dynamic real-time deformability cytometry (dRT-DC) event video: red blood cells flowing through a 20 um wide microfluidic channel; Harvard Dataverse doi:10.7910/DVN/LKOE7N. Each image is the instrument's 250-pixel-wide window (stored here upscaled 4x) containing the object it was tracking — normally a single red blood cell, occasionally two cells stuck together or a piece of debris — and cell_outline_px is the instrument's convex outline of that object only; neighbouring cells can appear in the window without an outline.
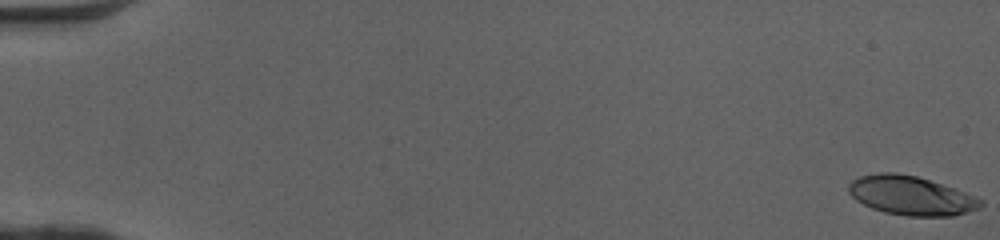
{"species": "human", "species_latin": "Homo sapiens", "temperature_condition": "cold", "stored_images_in_passage": 51, "camera_frame_rate_fps": 3000, "um_per_image_px": 0.085, "donor": {"sex": "female"}, "frame": {"image": 1, "passage_image": 1, "time_ms": 0.0, "image_size_px": [1000, 240], "cell_outline_px": [[984, 204], [980, 208], [952, 216], [908, 216], [884, 212], [872, 208], [856, 200], [848, 192], [848, 184], [852, 180], [860, 176], [880, 172], [896, 172], [916, 176], [956, 188], [976, 196], [984, 200]], "centroid_in_image_um": [77.46, 16.62], "position_along_channel_um": 7.5, "area_um2": 30.23}}
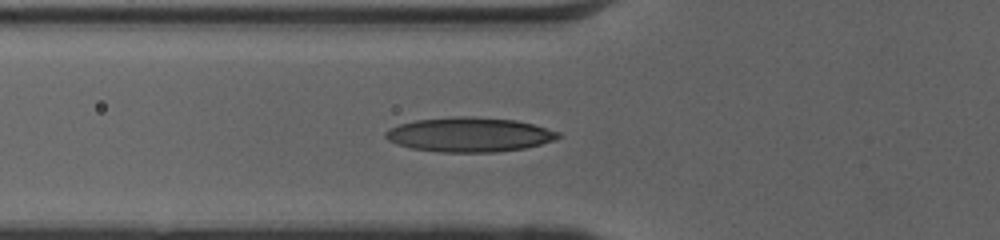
{"frame": {"image": 2, "passage_image": 20, "time_ms": 6.333, "image_size_px": [1000, 240], "cell_outline_px": [[564, 136], [556, 140], [524, 148], [496, 152], [440, 152], [412, 148], [396, 144], [388, 140], [384, 136], [384, 132], [388, 128], [400, 124], [416, 120], [456, 116], [472, 116], [516, 120], [532, 124], [560, 132]], "centroid_in_image_um": [39.9, 11.44], "position_along_channel_um": 85.9, "area_um2": 34.85}}
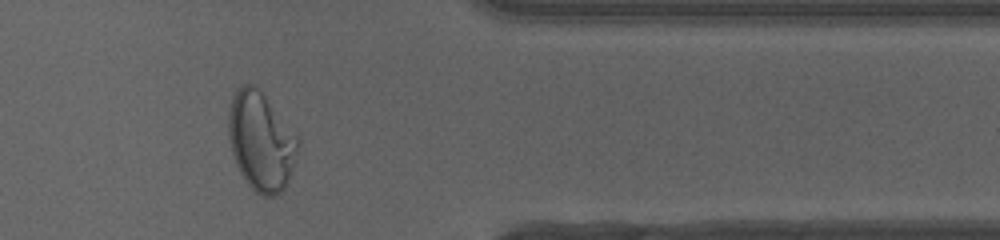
{"frame": {"image": 3, "passage_image": 43, "time_ms": 14.0, "image_size_px": [1000, 240], "cell_outline_px": [[300, 144], [292, 172], [284, 188], [276, 196], [264, 196], [256, 192], [248, 184], [240, 172], [236, 164], [232, 152], [228, 136], [228, 112], [236, 88], [244, 84], [252, 84], [264, 96], [300, 136]], "centroid_in_image_um": [22.21, 12.02], "position_along_channel_um": 389.2, "area_um2": 40.0}, "authors_computed_cell_mechanics": {"area_um2": 31.6744, "velocity_mm_per_s": 4.1065, "shape_relaxation_time_tau1_ms": 9.5662, "shape_relaxation_time_tau2_ms": 0.8067, "deformation_change_tau1": 0.3158, "deformation_change_tau2": 0.0748}}